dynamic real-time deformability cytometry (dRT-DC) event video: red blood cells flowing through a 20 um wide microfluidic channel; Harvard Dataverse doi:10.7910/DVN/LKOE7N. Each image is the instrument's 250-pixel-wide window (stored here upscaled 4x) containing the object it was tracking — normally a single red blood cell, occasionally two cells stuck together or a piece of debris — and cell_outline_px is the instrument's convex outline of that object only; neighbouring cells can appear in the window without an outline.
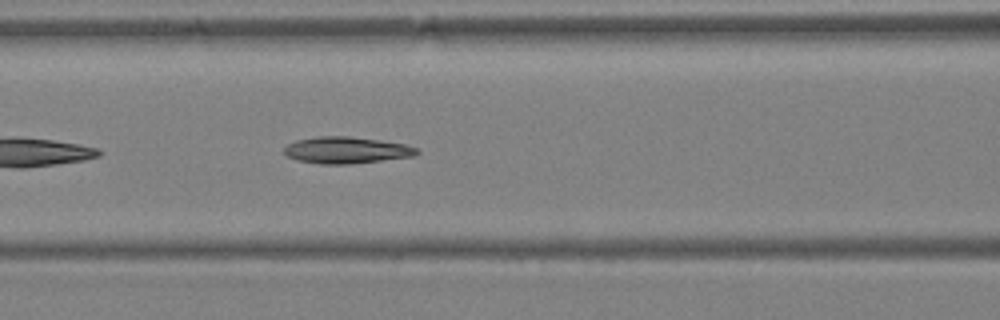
{"species": "Egyptian fruit bat (a non-hibernating species)", "species_latin": "Rousettus aegyptiacus", "temperature_condition": "warm", "stored_images_in_passage": 28, "camera_frame_rate_fps": 3000, "um_per_image_px": 0.085, "animal": {"sex": "female"}, "frame": {"image": 1, "passage_image": 5, "time_ms": 1.333, "image_size_px": [1000, 320], "cell_outline_px": [[420, 152], [416, 156], [348, 164], [320, 164], [296, 160], [284, 156], [284, 148], [288, 144], [296, 140], [316, 136], [348, 136], [380, 140], [404, 144], [416, 148]], "centroid_in_image_um": [29.41, 12.76], "position_along_channel_um": 137.2, "area_um2": 20.69}}
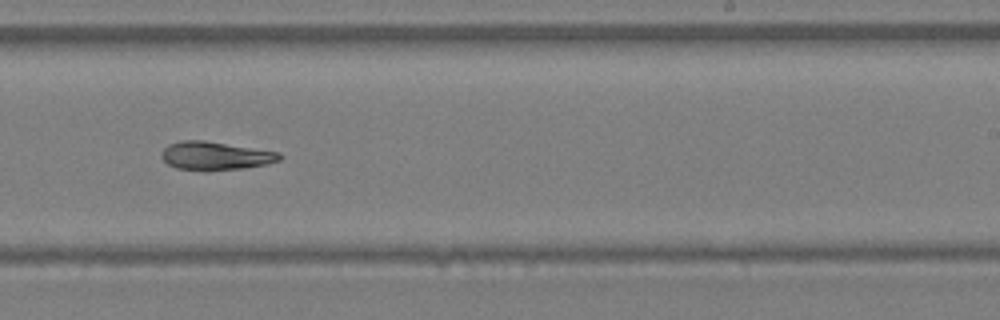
{"frame": {"image": 2, "passage_image": 13, "time_ms": 4.0, "image_size_px": [1000, 320], "cell_outline_px": [[284, 156], [280, 160], [264, 164], [244, 168], [204, 172], [176, 168], [168, 164], [160, 156], [160, 152], [168, 144], [180, 140], [204, 140], [280, 152]], "centroid_in_image_um": [18.27, 13.25], "position_along_channel_um": 270.7, "area_um2": 19.88}}
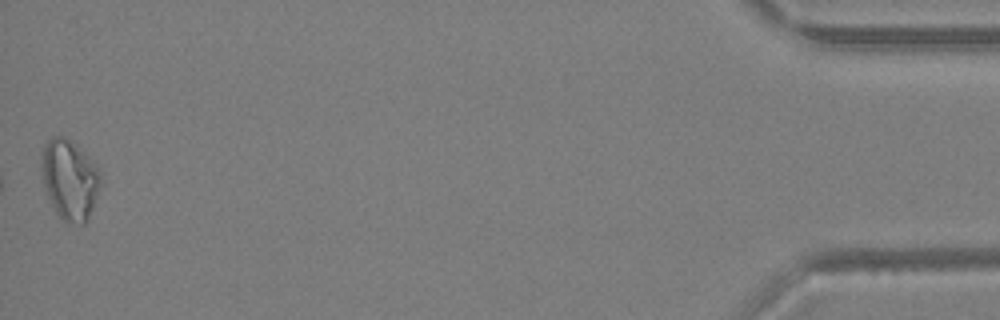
{"frame": {"image": 3, "passage_image": 28, "time_ms": 9.0, "image_size_px": [1000, 320], "cell_outline_px": [[100, 184], [88, 220], [84, 224], [80, 224], [64, 220], [56, 212], [44, 192], [40, 156], [44, 144], [52, 136], [64, 136], [76, 144], [92, 160], [100, 172]], "centroid_in_image_um": [5.88, 15.23], "position_along_channel_um": 429.3, "area_um2": 27.57}}